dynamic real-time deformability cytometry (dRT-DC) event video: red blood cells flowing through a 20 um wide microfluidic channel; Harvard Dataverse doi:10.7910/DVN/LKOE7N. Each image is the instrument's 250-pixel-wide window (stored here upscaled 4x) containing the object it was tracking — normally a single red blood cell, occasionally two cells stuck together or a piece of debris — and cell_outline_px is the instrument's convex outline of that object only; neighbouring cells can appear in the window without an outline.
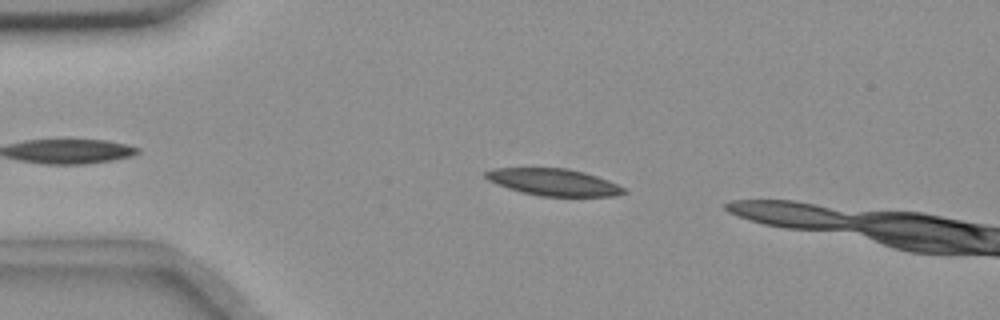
{"species": "common noctule bat (a hibernating species)", "species_latin": "Nyctalus noctula", "temperature_condition": "room temperature", "stored_images_in_passage": 21, "camera_frame_rate_fps": 3000, "um_per_image_px": 0.085, "animal": {"sex": "female", "body_mass_g": 18.4}, "frame": {"image": 1, "passage_image": 6, "time_ms": 1.667, "image_size_px": [1000, 320], "cell_outline_px": [[628, 192], [612, 196], [540, 196], [520, 192], [496, 184], [488, 180], [484, 176], [484, 172], [492, 168], [568, 168], [584, 172], [608, 180], [624, 188]], "centroid_in_image_um": [47.02, 15.48], "position_along_channel_um": 38.0, "area_um2": 21.68}}
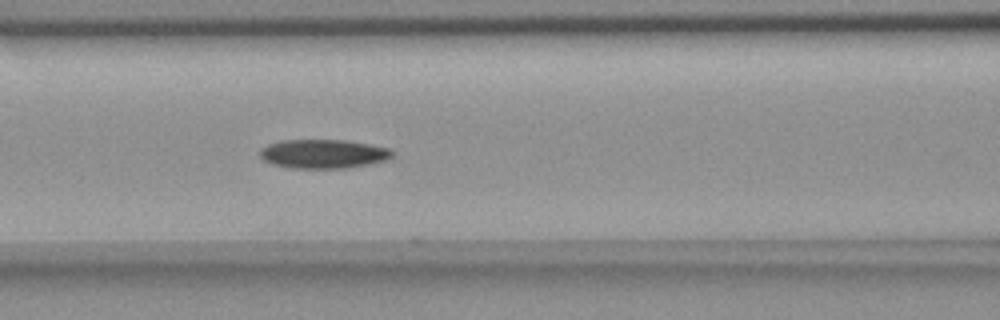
{"frame": {"image": 2, "passage_image": 17, "time_ms": 5.333, "image_size_px": [1000, 320], "cell_outline_px": [[396, 152], [388, 160], [348, 168], [288, 168], [272, 164], [264, 160], [260, 156], [260, 148], [268, 144], [280, 140], [344, 140], [368, 144], [388, 148]], "centroid_in_image_um": [27.47, 13.08], "position_along_channel_um": 139.1, "area_um2": 22.48}}
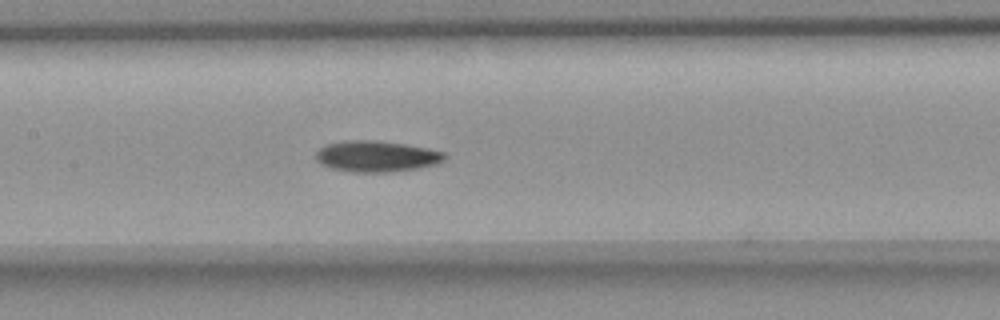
{"frame": {"image": 3, "passage_image": 20, "time_ms": 6.333, "image_size_px": [1000, 320], "cell_outline_px": [[444, 160], [436, 164], [416, 168], [388, 172], [356, 172], [332, 168], [320, 164], [316, 160], [316, 152], [320, 148], [328, 144], [348, 140], [376, 140], [404, 144], [428, 148], [444, 152]], "centroid_in_image_um": [31.98, 13.28], "position_along_channel_um": 175.4, "area_um2": 23.06}}